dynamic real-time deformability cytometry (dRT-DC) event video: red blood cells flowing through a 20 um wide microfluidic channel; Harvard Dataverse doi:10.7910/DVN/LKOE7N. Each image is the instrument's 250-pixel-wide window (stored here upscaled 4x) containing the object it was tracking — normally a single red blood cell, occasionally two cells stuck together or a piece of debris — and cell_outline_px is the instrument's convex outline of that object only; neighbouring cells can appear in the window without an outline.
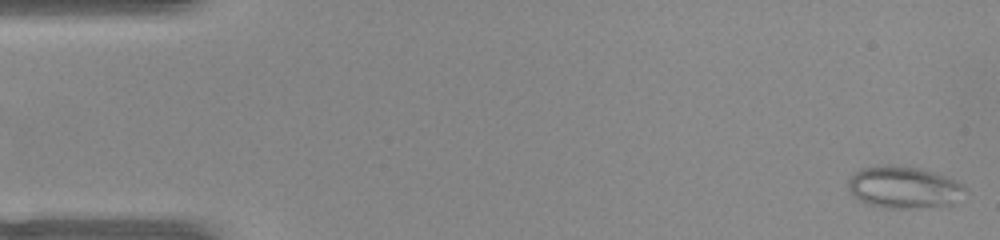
{"species": "common noctule bat (a hibernating species)", "species_latin": "Nyctalus noctula", "temperature_condition": "warm", "stored_images_in_passage": 51, "camera_frame_rate_fps": 3000, "um_per_image_px": 0.085, "animal": {"sex": "female", "body_mass_g": 22.0, "forearm_length_mm": 56.7}, "frame": {"image": 1, "passage_image": 1, "time_ms": 0.0, "image_size_px": [1000, 240], "cell_outline_px": [[968, 192], [952, 204], [920, 208], [884, 208], [868, 204], [852, 196], [848, 188], [848, 180], [860, 168], [880, 164], [888, 164], [920, 168], [956, 180], [964, 184], [968, 188]], "centroid_in_image_um": [76.84, 15.92], "position_along_channel_um": 8.2, "area_um2": 29.02}}
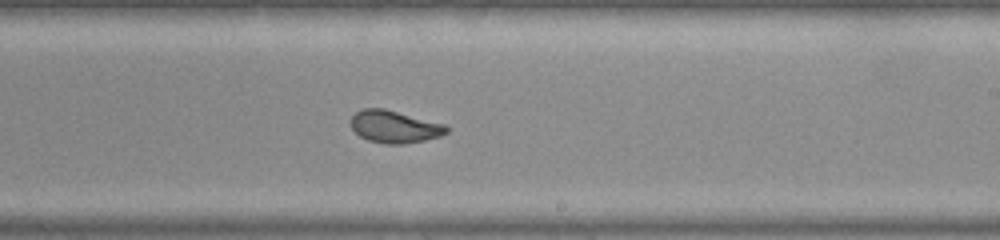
{"frame": {"image": 2, "passage_image": 30, "time_ms": 9.667, "image_size_px": [1000, 240], "cell_outline_px": [[448, 132], [440, 136], [424, 140], [404, 144], [384, 144], [368, 140], [360, 136], [352, 128], [352, 116], [356, 112], [364, 108], [384, 108], [444, 124], [448, 128]], "centroid_in_image_um": [33.53, 10.77], "position_along_channel_um": 255.5, "area_um2": 17.86}}
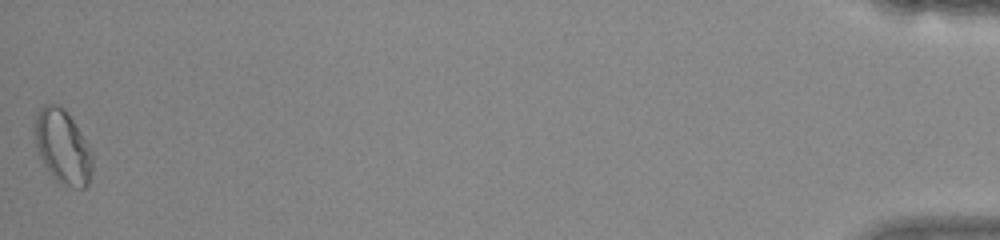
{"frame": {"image": 3, "passage_image": 51, "time_ms": 16.667, "image_size_px": [1000, 240], "cell_outline_px": [[92, 172], [88, 184], [84, 188], [76, 188], [60, 184], [52, 176], [44, 164], [36, 148], [32, 128], [36, 112], [44, 104], [52, 104], [64, 108], [76, 124], [88, 144], [92, 152]], "centroid_in_image_um": [5.3, 12.47], "position_along_channel_um": 429.9, "area_um2": 25.26}, "authors_computed_cell_mechanics": {"area_um2": 19.1318, "velocity_mm_per_s": 3.9373, "shape_relaxation_time_tau1_ms": null, "shape_relaxation_time_tau2_ms": 0.8918, "deformation_change_tau1": null, "deformation_change_tau2": 0.0512}}